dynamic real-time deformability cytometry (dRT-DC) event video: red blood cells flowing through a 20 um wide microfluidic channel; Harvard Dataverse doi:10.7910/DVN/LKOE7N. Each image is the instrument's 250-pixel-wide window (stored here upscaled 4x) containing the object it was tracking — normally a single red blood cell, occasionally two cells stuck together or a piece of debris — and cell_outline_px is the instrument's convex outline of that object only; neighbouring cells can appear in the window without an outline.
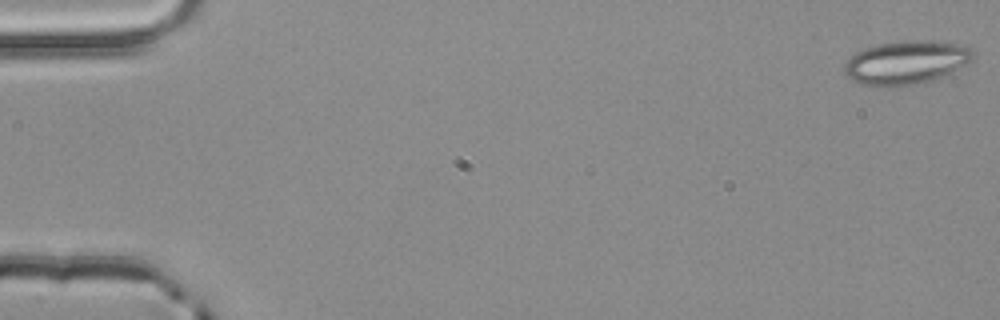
{"species": "common noctule bat (a hibernating species)", "species_latin": "Nyctalus noctula", "temperature_condition": "room temperature", "stored_images_in_passage": 53, "camera_frame_rate_fps": 3000, "um_per_image_px": 0.085, "animal": {"sex": "male", "body_mass_g": 20.4}, "frame": {"image": 1, "passage_image": 1, "time_ms": 0.0, "image_size_px": [1000, 320], "cell_outline_px": [[976, 56], [968, 64], [936, 80], [924, 84], [900, 88], [884, 88], [860, 84], [852, 80], [844, 72], [844, 64], [856, 52], [864, 48], [880, 44], [900, 40], [928, 40], [964, 44]], "centroid_in_image_um": [77.05, 5.35], "position_along_channel_um": 8.0, "area_um2": 33.7}}
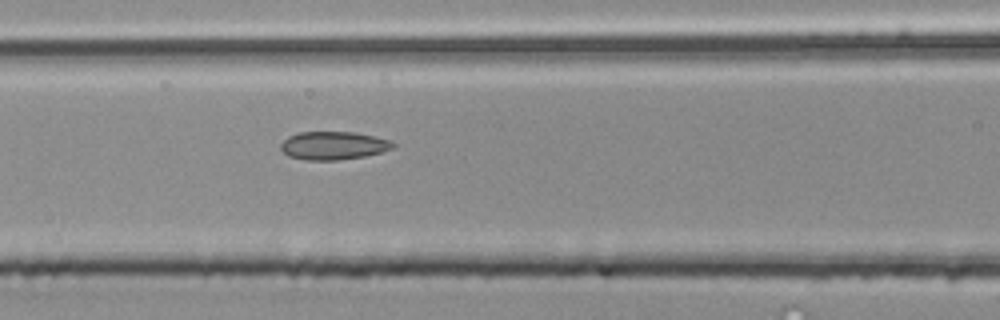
{"frame": {"image": 2, "passage_image": 23, "time_ms": 7.333, "image_size_px": [1000, 320], "cell_outline_px": [[396, 148], [364, 156], [340, 160], [304, 160], [288, 156], [280, 148], [280, 144], [288, 136], [300, 132], [356, 132], [392, 140], [396, 144]], "centroid_in_image_um": [28.37, 12.37], "position_along_channel_um": 138.2, "area_um2": 18.61}}
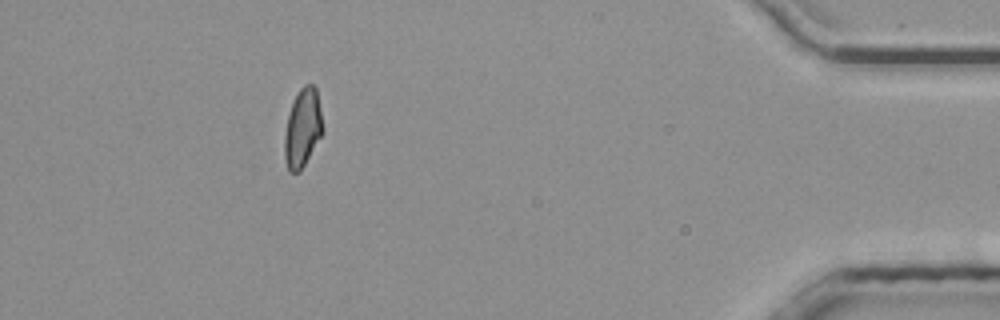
{"frame": {"image": 3, "passage_image": 48, "time_ms": 15.667, "image_size_px": [1000, 320], "cell_outline_px": [[324, 132], [300, 172], [288, 172], [284, 156], [284, 136], [288, 116], [292, 104], [300, 88], [304, 84], [312, 84], [316, 88], [324, 128]], "centroid_in_image_um": [25.73, 10.91], "position_along_channel_um": 409.5, "area_um2": 17.57}, "authors_computed_cell_mechanics": {"area_um2": 18.2648, "velocity_mm_per_s": 3.9584, "shape_relaxation_time_tau1_ms": null, "shape_relaxation_time_tau2_ms": 2.6381, "deformation_change_tau1": null, "deformation_change_tau2": 0.0882}}